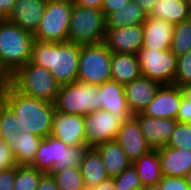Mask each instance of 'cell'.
Here are the masks:
<instances>
[{"label": "cell", "mask_w": 191, "mask_h": 190, "mask_svg": "<svg viewBox=\"0 0 191 190\" xmlns=\"http://www.w3.org/2000/svg\"><path fill=\"white\" fill-rule=\"evenodd\" d=\"M143 190H163L160 184L144 187Z\"/></svg>", "instance_id": "obj_48"}, {"label": "cell", "mask_w": 191, "mask_h": 190, "mask_svg": "<svg viewBox=\"0 0 191 190\" xmlns=\"http://www.w3.org/2000/svg\"><path fill=\"white\" fill-rule=\"evenodd\" d=\"M115 190H143V184L137 175L136 168L131 164L121 174L112 177Z\"/></svg>", "instance_id": "obj_33"}, {"label": "cell", "mask_w": 191, "mask_h": 190, "mask_svg": "<svg viewBox=\"0 0 191 190\" xmlns=\"http://www.w3.org/2000/svg\"><path fill=\"white\" fill-rule=\"evenodd\" d=\"M85 116L54 112L51 136L68 146L85 145Z\"/></svg>", "instance_id": "obj_14"}, {"label": "cell", "mask_w": 191, "mask_h": 190, "mask_svg": "<svg viewBox=\"0 0 191 190\" xmlns=\"http://www.w3.org/2000/svg\"><path fill=\"white\" fill-rule=\"evenodd\" d=\"M159 184L163 190H191L184 177L163 176Z\"/></svg>", "instance_id": "obj_38"}, {"label": "cell", "mask_w": 191, "mask_h": 190, "mask_svg": "<svg viewBox=\"0 0 191 190\" xmlns=\"http://www.w3.org/2000/svg\"><path fill=\"white\" fill-rule=\"evenodd\" d=\"M186 180V183L190 186L191 188V170L186 174V176L184 177Z\"/></svg>", "instance_id": "obj_49"}, {"label": "cell", "mask_w": 191, "mask_h": 190, "mask_svg": "<svg viewBox=\"0 0 191 190\" xmlns=\"http://www.w3.org/2000/svg\"><path fill=\"white\" fill-rule=\"evenodd\" d=\"M36 190H59V189L51 173H45L42 175Z\"/></svg>", "instance_id": "obj_42"}, {"label": "cell", "mask_w": 191, "mask_h": 190, "mask_svg": "<svg viewBox=\"0 0 191 190\" xmlns=\"http://www.w3.org/2000/svg\"><path fill=\"white\" fill-rule=\"evenodd\" d=\"M15 167L0 172V190H13Z\"/></svg>", "instance_id": "obj_39"}, {"label": "cell", "mask_w": 191, "mask_h": 190, "mask_svg": "<svg viewBox=\"0 0 191 190\" xmlns=\"http://www.w3.org/2000/svg\"><path fill=\"white\" fill-rule=\"evenodd\" d=\"M60 86L48 69L30 61L13 74V87L32 98L54 103Z\"/></svg>", "instance_id": "obj_5"}, {"label": "cell", "mask_w": 191, "mask_h": 190, "mask_svg": "<svg viewBox=\"0 0 191 190\" xmlns=\"http://www.w3.org/2000/svg\"><path fill=\"white\" fill-rule=\"evenodd\" d=\"M141 76L140 64L135 54L112 53L111 80L126 85Z\"/></svg>", "instance_id": "obj_24"}, {"label": "cell", "mask_w": 191, "mask_h": 190, "mask_svg": "<svg viewBox=\"0 0 191 190\" xmlns=\"http://www.w3.org/2000/svg\"><path fill=\"white\" fill-rule=\"evenodd\" d=\"M72 10V0H47L44 15L33 33L34 40L67 42Z\"/></svg>", "instance_id": "obj_9"}, {"label": "cell", "mask_w": 191, "mask_h": 190, "mask_svg": "<svg viewBox=\"0 0 191 190\" xmlns=\"http://www.w3.org/2000/svg\"><path fill=\"white\" fill-rule=\"evenodd\" d=\"M129 1L130 0H104L101 10L106 18L109 14L122 8Z\"/></svg>", "instance_id": "obj_41"}, {"label": "cell", "mask_w": 191, "mask_h": 190, "mask_svg": "<svg viewBox=\"0 0 191 190\" xmlns=\"http://www.w3.org/2000/svg\"><path fill=\"white\" fill-rule=\"evenodd\" d=\"M136 56L142 76L160 85H173L177 57L170 49L159 51L141 47Z\"/></svg>", "instance_id": "obj_10"}, {"label": "cell", "mask_w": 191, "mask_h": 190, "mask_svg": "<svg viewBox=\"0 0 191 190\" xmlns=\"http://www.w3.org/2000/svg\"><path fill=\"white\" fill-rule=\"evenodd\" d=\"M13 86V74L0 59V90H8Z\"/></svg>", "instance_id": "obj_40"}, {"label": "cell", "mask_w": 191, "mask_h": 190, "mask_svg": "<svg viewBox=\"0 0 191 190\" xmlns=\"http://www.w3.org/2000/svg\"><path fill=\"white\" fill-rule=\"evenodd\" d=\"M10 133H18V122L16 115L4 104L0 109V137L8 142Z\"/></svg>", "instance_id": "obj_35"}, {"label": "cell", "mask_w": 191, "mask_h": 190, "mask_svg": "<svg viewBox=\"0 0 191 190\" xmlns=\"http://www.w3.org/2000/svg\"><path fill=\"white\" fill-rule=\"evenodd\" d=\"M101 156L109 178L121 174L132 163L116 140H111L95 147Z\"/></svg>", "instance_id": "obj_23"}, {"label": "cell", "mask_w": 191, "mask_h": 190, "mask_svg": "<svg viewBox=\"0 0 191 190\" xmlns=\"http://www.w3.org/2000/svg\"><path fill=\"white\" fill-rule=\"evenodd\" d=\"M133 116L138 120L151 149L167 146L178 122L175 119L150 117L142 113H137Z\"/></svg>", "instance_id": "obj_16"}, {"label": "cell", "mask_w": 191, "mask_h": 190, "mask_svg": "<svg viewBox=\"0 0 191 190\" xmlns=\"http://www.w3.org/2000/svg\"><path fill=\"white\" fill-rule=\"evenodd\" d=\"M42 140V137L30 131L10 133L7 143L14 154L17 165H30Z\"/></svg>", "instance_id": "obj_22"}, {"label": "cell", "mask_w": 191, "mask_h": 190, "mask_svg": "<svg viewBox=\"0 0 191 190\" xmlns=\"http://www.w3.org/2000/svg\"><path fill=\"white\" fill-rule=\"evenodd\" d=\"M112 52L104 42L80 45L77 81L100 86L111 80Z\"/></svg>", "instance_id": "obj_8"}, {"label": "cell", "mask_w": 191, "mask_h": 190, "mask_svg": "<svg viewBox=\"0 0 191 190\" xmlns=\"http://www.w3.org/2000/svg\"><path fill=\"white\" fill-rule=\"evenodd\" d=\"M123 122L118 117L106 110H97L85 116V145L89 148L115 140L117 132Z\"/></svg>", "instance_id": "obj_11"}, {"label": "cell", "mask_w": 191, "mask_h": 190, "mask_svg": "<svg viewBox=\"0 0 191 190\" xmlns=\"http://www.w3.org/2000/svg\"><path fill=\"white\" fill-rule=\"evenodd\" d=\"M132 164L136 168L143 187L159 184L163 178L157 149L150 150Z\"/></svg>", "instance_id": "obj_25"}, {"label": "cell", "mask_w": 191, "mask_h": 190, "mask_svg": "<svg viewBox=\"0 0 191 190\" xmlns=\"http://www.w3.org/2000/svg\"><path fill=\"white\" fill-rule=\"evenodd\" d=\"M6 93H7V90H0V109L5 104Z\"/></svg>", "instance_id": "obj_47"}, {"label": "cell", "mask_w": 191, "mask_h": 190, "mask_svg": "<svg viewBox=\"0 0 191 190\" xmlns=\"http://www.w3.org/2000/svg\"><path fill=\"white\" fill-rule=\"evenodd\" d=\"M161 85L147 77L140 76L124 85L127 104L132 115L142 113Z\"/></svg>", "instance_id": "obj_18"}, {"label": "cell", "mask_w": 191, "mask_h": 190, "mask_svg": "<svg viewBox=\"0 0 191 190\" xmlns=\"http://www.w3.org/2000/svg\"><path fill=\"white\" fill-rule=\"evenodd\" d=\"M176 120L178 122H187L191 124V86L184 88V97Z\"/></svg>", "instance_id": "obj_36"}, {"label": "cell", "mask_w": 191, "mask_h": 190, "mask_svg": "<svg viewBox=\"0 0 191 190\" xmlns=\"http://www.w3.org/2000/svg\"><path fill=\"white\" fill-rule=\"evenodd\" d=\"M148 16L168 21L174 25L191 17L189 3L179 0H157Z\"/></svg>", "instance_id": "obj_26"}, {"label": "cell", "mask_w": 191, "mask_h": 190, "mask_svg": "<svg viewBox=\"0 0 191 190\" xmlns=\"http://www.w3.org/2000/svg\"><path fill=\"white\" fill-rule=\"evenodd\" d=\"M51 175L59 190H82L85 187L80 167L54 169Z\"/></svg>", "instance_id": "obj_29"}, {"label": "cell", "mask_w": 191, "mask_h": 190, "mask_svg": "<svg viewBox=\"0 0 191 190\" xmlns=\"http://www.w3.org/2000/svg\"><path fill=\"white\" fill-rule=\"evenodd\" d=\"M142 27V47L159 51L170 49L175 29L174 24L147 15Z\"/></svg>", "instance_id": "obj_17"}, {"label": "cell", "mask_w": 191, "mask_h": 190, "mask_svg": "<svg viewBox=\"0 0 191 190\" xmlns=\"http://www.w3.org/2000/svg\"><path fill=\"white\" fill-rule=\"evenodd\" d=\"M142 10L149 15L157 0H133Z\"/></svg>", "instance_id": "obj_46"}, {"label": "cell", "mask_w": 191, "mask_h": 190, "mask_svg": "<svg viewBox=\"0 0 191 190\" xmlns=\"http://www.w3.org/2000/svg\"><path fill=\"white\" fill-rule=\"evenodd\" d=\"M173 85L183 89L191 86V50L177 57Z\"/></svg>", "instance_id": "obj_34"}, {"label": "cell", "mask_w": 191, "mask_h": 190, "mask_svg": "<svg viewBox=\"0 0 191 190\" xmlns=\"http://www.w3.org/2000/svg\"><path fill=\"white\" fill-rule=\"evenodd\" d=\"M104 43L112 53L136 55L143 45L142 24L106 28Z\"/></svg>", "instance_id": "obj_15"}, {"label": "cell", "mask_w": 191, "mask_h": 190, "mask_svg": "<svg viewBox=\"0 0 191 190\" xmlns=\"http://www.w3.org/2000/svg\"><path fill=\"white\" fill-rule=\"evenodd\" d=\"M79 54L78 44L34 40L30 62L48 69L60 85H65L77 81Z\"/></svg>", "instance_id": "obj_1"}, {"label": "cell", "mask_w": 191, "mask_h": 190, "mask_svg": "<svg viewBox=\"0 0 191 190\" xmlns=\"http://www.w3.org/2000/svg\"><path fill=\"white\" fill-rule=\"evenodd\" d=\"M99 89L103 110L110 111L123 120L133 116L127 104L124 85L110 80L101 84Z\"/></svg>", "instance_id": "obj_20"}, {"label": "cell", "mask_w": 191, "mask_h": 190, "mask_svg": "<svg viewBox=\"0 0 191 190\" xmlns=\"http://www.w3.org/2000/svg\"><path fill=\"white\" fill-rule=\"evenodd\" d=\"M82 190H115L113 178H108L94 187H84Z\"/></svg>", "instance_id": "obj_45"}, {"label": "cell", "mask_w": 191, "mask_h": 190, "mask_svg": "<svg viewBox=\"0 0 191 190\" xmlns=\"http://www.w3.org/2000/svg\"><path fill=\"white\" fill-rule=\"evenodd\" d=\"M163 176L185 177L191 170V152L164 146L157 149Z\"/></svg>", "instance_id": "obj_21"}, {"label": "cell", "mask_w": 191, "mask_h": 190, "mask_svg": "<svg viewBox=\"0 0 191 190\" xmlns=\"http://www.w3.org/2000/svg\"><path fill=\"white\" fill-rule=\"evenodd\" d=\"M43 174L33 166L17 165L13 190H36Z\"/></svg>", "instance_id": "obj_30"}, {"label": "cell", "mask_w": 191, "mask_h": 190, "mask_svg": "<svg viewBox=\"0 0 191 190\" xmlns=\"http://www.w3.org/2000/svg\"><path fill=\"white\" fill-rule=\"evenodd\" d=\"M89 147L68 146L61 140L49 135L39 144L37 153L30 166L38 171L51 173L54 169L79 167Z\"/></svg>", "instance_id": "obj_3"}, {"label": "cell", "mask_w": 191, "mask_h": 190, "mask_svg": "<svg viewBox=\"0 0 191 190\" xmlns=\"http://www.w3.org/2000/svg\"><path fill=\"white\" fill-rule=\"evenodd\" d=\"M86 187H94L109 178L100 154L95 148H89L79 166Z\"/></svg>", "instance_id": "obj_27"}, {"label": "cell", "mask_w": 191, "mask_h": 190, "mask_svg": "<svg viewBox=\"0 0 191 190\" xmlns=\"http://www.w3.org/2000/svg\"><path fill=\"white\" fill-rule=\"evenodd\" d=\"M16 166L17 162L8 143L0 140V172Z\"/></svg>", "instance_id": "obj_37"}, {"label": "cell", "mask_w": 191, "mask_h": 190, "mask_svg": "<svg viewBox=\"0 0 191 190\" xmlns=\"http://www.w3.org/2000/svg\"><path fill=\"white\" fill-rule=\"evenodd\" d=\"M72 2L81 7L101 9L104 0H72Z\"/></svg>", "instance_id": "obj_44"}, {"label": "cell", "mask_w": 191, "mask_h": 190, "mask_svg": "<svg viewBox=\"0 0 191 190\" xmlns=\"http://www.w3.org/2000/svg\"><path fill=\"white\" fill-rule=\"evenodd\" d=\"M167 146L191 152V124L177 122Z\"/></svg>", "instance_id": "obj_32"}, {"label": "cell", "mask_w": 191, "mask_h": 190, "mask_svg": "<svg viewBox=\"0 0 191 190\" xmlns=\"http://www.w3.org/2000/svg\"><path fill=\"white\" fill-rule=\"evenodd\" d=\"M5 104L17 117L18 133L30 131L42 138L51 134L54 103L25 96L12 86L7 90Z\"/></svg>", "instance_id": "obj_2"}, {"label": "cell", "mask_w": 191, "mask_h": 190, "mask_svg": "<svg viewBox=\"0 0 191 190\" xmlns=\"http://www.w3.org/2000/svg\"><path fill=\"white\" fill-rule=\"evenodd\" d=\"M170 50L176 57L191 50V17L175 25Z\"/></svg>", "instance_id": "obj_31"}, {"label": "cell", "mask_w": 191, "mask_h": 190, "mask_svg": "<svg viewBox=\"0 0 191 190\" xmlns=\"http://www.w3.org/2000/svg\"><path fill=\"white\" fill-rule=\"evenodd\" d=\"M115 140L131 163L152 150L144 137L138 120L134 116L123 120Z\"/></svg>", "instance_id": "obj_13"}, {"label": "cell", "mask_w": 191, "mask_h": 190, "mask_svg": "<svg viewBox=\"0 0 191 190\" xmlns=\"http://www.w3.org/2000/svg\"><path fill=\"white\" fill-rule=\"evenodd\" d=\"M101 9L73 4L67 42L90 45L104 42L106 20Z\"/></svg>", "instance_id": "obj_7"}, {"label": "cell", "mask_w": 191, "mask_h": 190, "mask_svg": "<svg viewBox=\"0 0 191 190\" xmlns=\"http://www.w3.org/2000/svg\"><path fill=\"white\" fill-rule=\"evenodd\" d=\"M33 41V33L0 19V59L12 74L31 60Z\"/></svg>", "instance_id": "obj_4"}, {"label": "cell", "mask_w": 191, "mask_h": 190, "mask_svg": "<svg viewBox=\"0 0 191 190\" xmlns=\"http://www.w3.org/2000/svg\"><path fill=\"white\" fill-rule=\"evenodd\" d=\"M179 1H182V2H185V3H190V0H179Z\"/></svg>", "instance_id": "obj_50"}, {"label": "cell", "mask_w": 191, "mask_h": 190, "mask_svg": "<svg viewBox=\"0 0 191 190\" xmlns=\"http://www.w3.org/2000/svg\"><path fill=\"white\" fill-rule=\"evenodd\" d=\"M47 0H17L7 18L23 30L34 33L44 15Z\"/></svg>", "instance_id": "obj_19"}, {"label": "cell", "mask_w": 191, "mask_h": 190, "mask_svg": "<svg viewBox=\"0 0 191 190\" xmlns=\"http://www.w3.org/2000/svg\"><path fill=\"white\" fill-rule=\"evenodd\" d=\"M147 14L133 0L106 17V28L143 24Z\"/></svg>", "instance_id": "obj_28"}, {"label": "cell", "mask_w": 191, "mask_h": 190, "mask_svg": "<svg viewBox=\"0 0 191 190\" xmlns=\"http://www.w3.org/2000/svg\"><path fill=\"white\" fill-rule=\"evenodd\" d=\"M17 0H0V19H7Z\"/></svg>", "instance_id": "obj_43"}, {"label": "cell", "mask_w": 191, "mask_h": 190, "mask_svg": "<svg viewBox=\"0 0 191 190\" xmlns=\"http://www.w3.org/2000/svg\"><path fill=\"white\" fill-rule=\"evenodd\" d=\"M183 97V88L175 85H161L142 114L176 120Z\"/></svg>", "instance_id": "obj_12"}, {"label": "cell", "mask_w": 191, "mask_h": 190, "mask_svg": "<svg viewBox=\"0 0 191 190\" xmlns=\"http://www.w3.org/2000/svg\"><path fill=\"white\" fill-rule=\"evenodd\" d=\"M54 106L61 113L80 116L102 110L99 86L80 81L61 85Z\"/></svg>", "instance_id": "obj_6"}, {"label": "cell", "mask_w": 191, "mask_h": 190, "mask_svg": "<svg viewBox=\"0 0 191 190\" xmlns=\"http://www.w3.org/2000/svg\"><path fill=\"white\" fill-rule=\"evenodd\" d=\"M189 7H190V16H191V0H190V3H189Z\"/></svg>", "instance_id": "obj_51"}]
</instances>
